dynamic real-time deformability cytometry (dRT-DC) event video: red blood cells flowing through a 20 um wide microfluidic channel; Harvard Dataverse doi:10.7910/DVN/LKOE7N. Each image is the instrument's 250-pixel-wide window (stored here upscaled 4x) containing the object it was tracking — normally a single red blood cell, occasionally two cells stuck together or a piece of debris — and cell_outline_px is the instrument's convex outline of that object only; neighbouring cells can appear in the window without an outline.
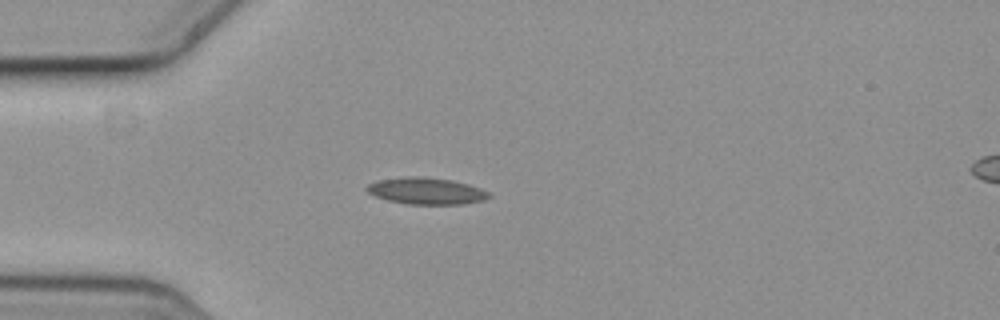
{"species": "common noctule bat (a hibernating species)", "species_latin": "Nyctalus noctula", "temperature_condition": "cold", "stored_images_in_passage": 5, "camera_frame_rate_fps": 3000, "um_per_image_px": 0.085, "animal": {"sex": "female", "body_mass_g": 19.3, "forearm_length_mm": 54.1}, "frame": {"image": 1, "passage_image": 5, "time_ms": 1.333, "image_size_px": [1000, 320], "cell_outline_px": [[492, 196], [484, 200], [464, 204], [408, 204], [388, 200], [376, 196], [368, 192], [364, 188], [368, 184], [380, 180], [408, 176], [424, 176], [452, 180], [468, 184], [480, 188], [488, 192]], "centroid_in_image_um": [36.25, 16.23], "position_along_channel_um": 48.7, "area_um2": 18.96}}